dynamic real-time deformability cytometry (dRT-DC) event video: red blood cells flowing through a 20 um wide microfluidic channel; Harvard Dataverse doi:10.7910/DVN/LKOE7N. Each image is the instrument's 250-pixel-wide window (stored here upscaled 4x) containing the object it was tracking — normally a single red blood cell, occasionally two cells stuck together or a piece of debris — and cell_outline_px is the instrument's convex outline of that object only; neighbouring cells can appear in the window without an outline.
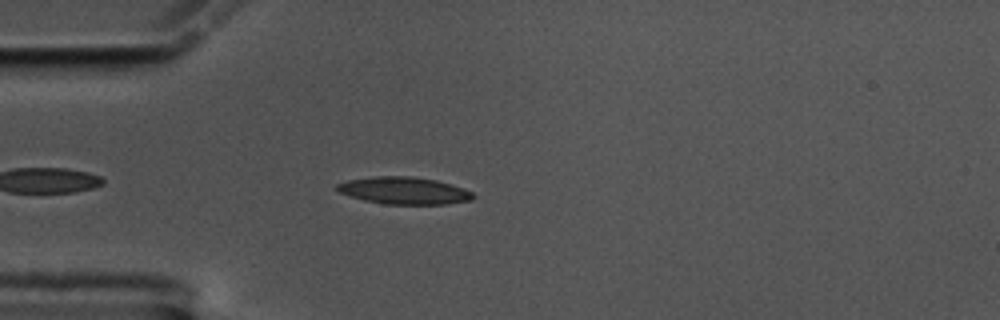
{"species": "common noctule bat (a hibernating species)", "species_latin": "Nyctalus noctula", "temperature_condition": "cold", "stored_images_in_passage": 44, "camera_frame_rate_fps": 3000, "um_per_image_px": 0.085, "animal": {"sex": "male", "body_mass_g": 17.5, "forearm_length_mm": 52.3}, "frame": {"image": 1, "passage_image": 5, "time_ms": 1.333, "image_size_px": [1000, 320], "cell_outline_px": [[476, 196], [472, 200], [444, 204], [384, 204], [364, 200], [340, 192], [336, 188], [336, 184], [348, 180], [376, 176], [412, 176], [436, 180], [464, 188], [472, 192]], "centroid_in_image_um": [34.37, 16.2], "position_along_channel_um": 50.6, "area_um2": 21.44}}
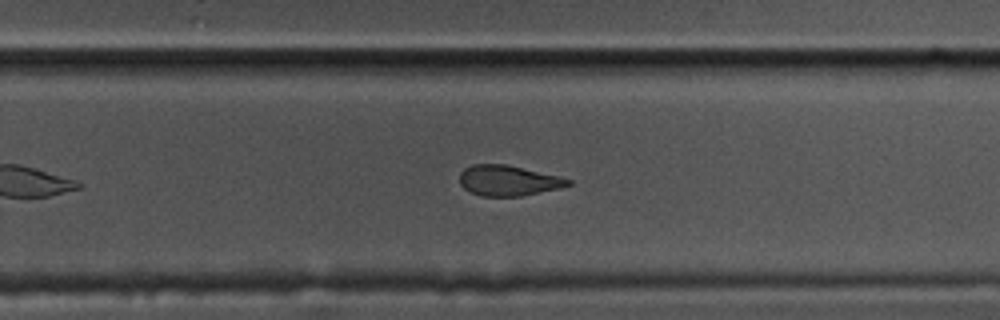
{"frame": {"image": 2, "passage_image": 26, "time_ms": 8.333, "image_size_px": [1000, 320], "cell_outline_px": [[572, 184], [560, 188], [520, 196], [480, 196], [464, 188], [460, 184], [460, 172], [464, 168], [472, 164], [508, 164], [560, 176], [572, 180]], "centroid_in_image_um": [43.21, 15.33], "position_along_channel_um": 286.6, "area_um2": 19.36}}
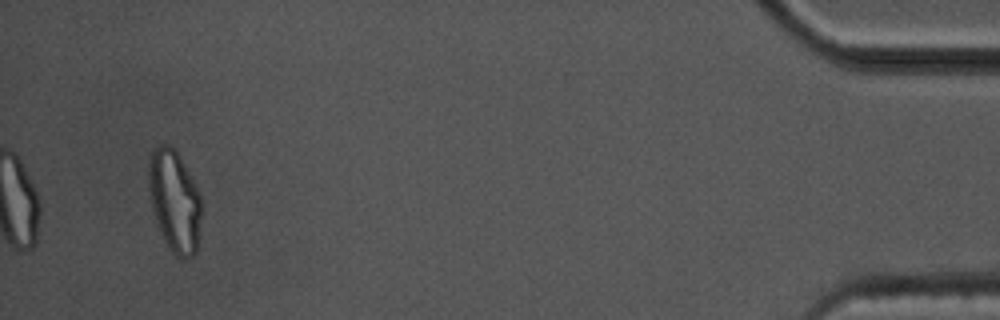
{"frame": {"image": 3, "passage_image": 44, "time_ms": 14.333, "image_size_px": [1000, 320], "cell_outline_px": [[200, 216], [196, 252], [192, 256], [180, 260], [172, 252], [164, 240], [152, 212], [148, 188], [148, 164], [152, 148], [160, 144], [168, 144], [180, 156], [200, 196]], "centroid_in_image_um": [14.79, 17.08], "position_along_channel_um": 420.4, "area_um2": 31.15}, "authors_computed_cell_mechanics": {"area_um2": 21.0392, "velocity_mm_per_s": 3.5176, "shape_relaxation_time_tau1_ms": 5.3642, "shape_relaxation_time_tau2_ms": 2.0988, "deformation_change_tau1": 0.1885, "deformation_change_tau2": 0.099}}